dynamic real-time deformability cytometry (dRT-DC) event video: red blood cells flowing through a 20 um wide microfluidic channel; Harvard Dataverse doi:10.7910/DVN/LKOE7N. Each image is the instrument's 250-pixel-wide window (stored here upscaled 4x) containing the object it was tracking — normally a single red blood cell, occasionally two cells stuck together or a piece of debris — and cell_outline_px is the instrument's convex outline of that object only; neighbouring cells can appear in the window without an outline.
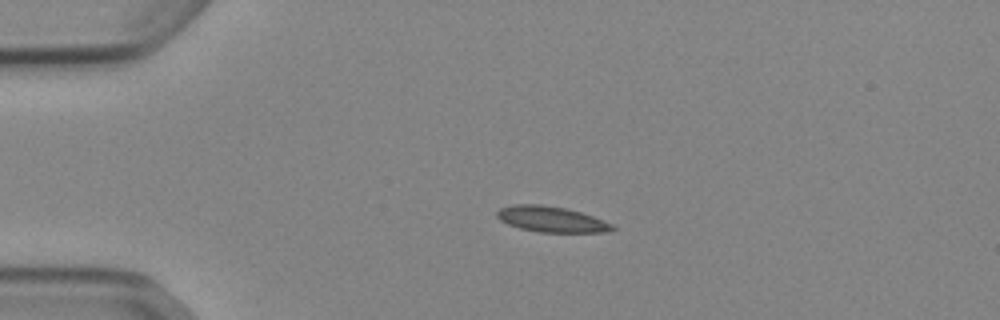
{"species": "Egyptian fruit bat (a non-hibernating species)", "species_latin": "Rousettus aegyptiacus", "temperature_condition": "cold", "stored_images_in_passage": 41, "camera_frame_rate_fps": 3000, "um_per_image_px": 0.085, "animal": {"sex": "female"}, "frame": {"image": 1, "passage_image": 1, "time_ms": 0.0, "image_size_px": [1000, 320], "cell_outline_px": [[616, 228], [604, 232], [540, 232], [520, 228], [508, 224], [500, 220], [496, 216], [496, 212], [500, 208], [512, 204], [540, 204], [564, 208], [580, 212], [592, 216], [612, 224]], "centroid_in_image_um": [46.82, 18.63], "position_along_channel_um": 38.2, "area_um2": 17.11}}
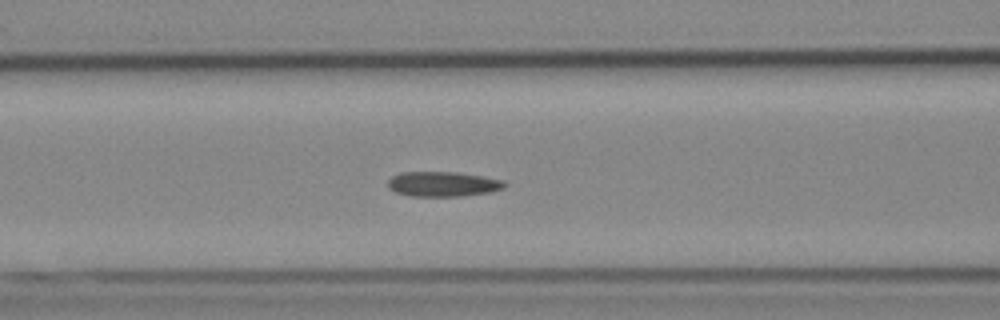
{"frame": {"image": 2, "passage_image": 11, "time_ms": 3.333, "image_size_px": [1000, 320], "cell_outline_px": [[508, 184], [504, 188], [492, 192], [460, 196], [412, 196], [396, 192], [388, 188], [388, 180], [392, 176], [400, 172], [456, 172], [484, 176], [504, 180]], "centroid_in_image_um": [37.68, 15.64], "position_along_channel_um": 128.9, "area_um2": 17.11}}
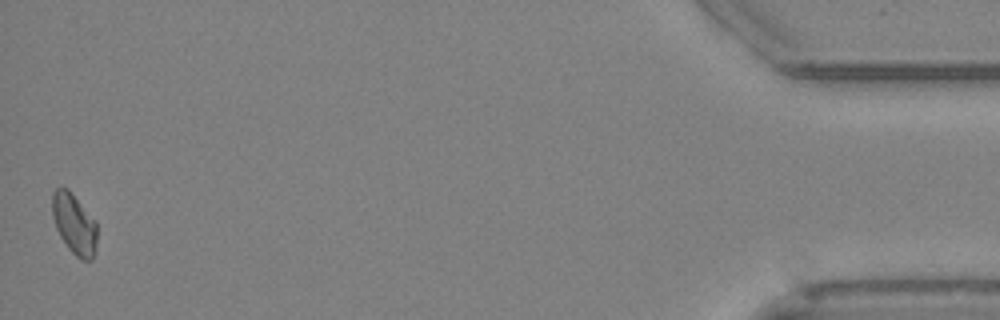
{"frame": {"image": 3, "passage_image": 41, "time_ms": 13.333, "image_size_px": [1000, 320], "cell_outline_px": [[96, 248], [92, 260], [80, 260], [68, 248], [60, 236], [56, 228], [52, 216], [52, 192], [60, 184], [68, 188], [96, 220]], "centroid_in_image_um": [6.3, 18.99], "position_along_channel_um": 428.9, "area_um2": 16.13}, "authors_computed_cell_mechanics": {"area_um2": 16.4152, "velocity_mm_per_s": 3.8707, "shape_relaxation_time_tau1_ms": 5.492, "shape_relaxation_time_tau2_ms": null, "deformation_change_tau1": 0.1467, "deformation_change_tau2": null}}